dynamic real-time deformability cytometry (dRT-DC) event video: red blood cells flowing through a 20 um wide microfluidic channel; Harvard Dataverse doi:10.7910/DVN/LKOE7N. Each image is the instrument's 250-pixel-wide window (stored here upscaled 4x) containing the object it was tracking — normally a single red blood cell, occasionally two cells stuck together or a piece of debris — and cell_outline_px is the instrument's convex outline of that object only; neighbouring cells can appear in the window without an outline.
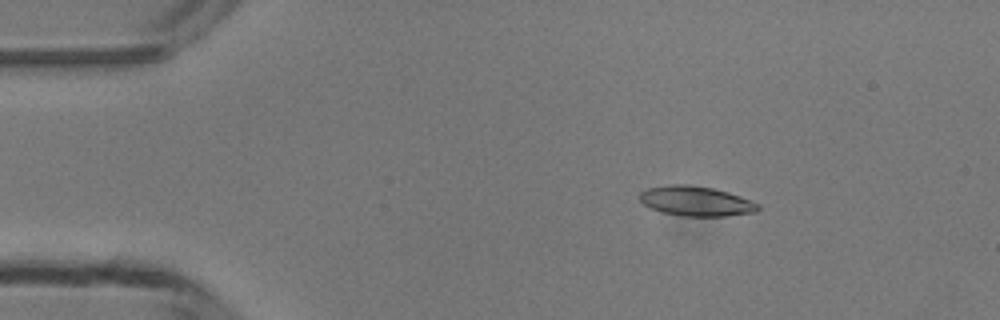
{"species": "common noctule bat (a hibernating species)", "species_latin": "Nyctalus noctula", "temperature_condition": "room temperature", "stored_images_in_passage": 48, "camera_frame_rate_fps": 3000, "um_per_image_px": 0.085, "animal": {"sex": "male", "body_mass_g": 13.3}, "frame": {"image": 1, "passage_image": 7, "time_ms": 2.0, "image_size_px": [1000, 320], "cell_outline_px": [[760, 208], [756, 212], [724, 216], [680, 216], [660, 212], [644, 204], [640, 200], [640, 192], [648, 188], [668, 184], [688, 184], [712, 188], [728, 192], [740, 196], [760, 204]], "centroid_in_image_um": [59.16, 17.09], "position_along_channel_um": 25.8, "area_um2": 20.63}}
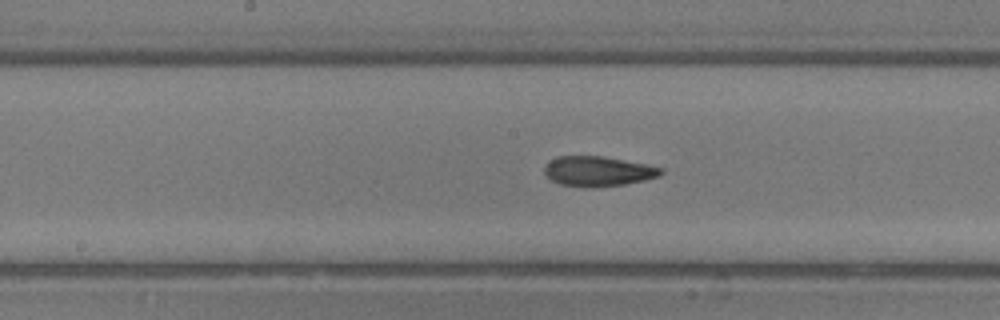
{"frame": {"image": 2, "passage_image": 24, "time_ms": 7.667, "image_size_px": [1000, 320], "cell_outline_px": [[664, 172], [660, 176], [644, 180], [624, 184], [592, 188], [584, 188], [560, 184], [552, 180], [544, 172], [544, 168], [548, 160], [556, 156], [600, 156], [648, 164], [664, 168]], "centroid_in_image_um": [50.83, 14.56], "position_along_channel_um": 197.4, "area_um2": 20.58}}
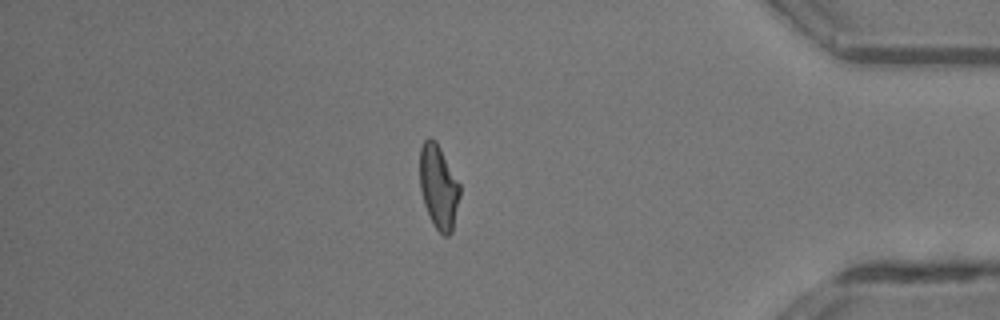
{"frame": {"image": 3, "passage_image": 41, "time_ms": 13.333, "image_size_px": [1000, 320], "cell_outline_px": [[460, 196], [452, 232], [448, 236], [444, 236], [436, 228], [424, 204], [420, 188], [420, 148], [424, 140], [428, 136], [432, 136], [436, 140], [460, 184]], "centroid_in_image_um": [37.28, 15.84], "position_along_channel_um": 397.9, "area_um2": 19.59}, "authors_computed_cell_mechanics": {"area_um2": 20.2011, "velocity_mm_per_s": 4.1869, "shape_relaxation_time_tau1_ms": null, "shape_relaxation_time_tau2_ms": 1.9769, "deformation_change_tau1": null, "deformation_change_tau2": 0.0921}}